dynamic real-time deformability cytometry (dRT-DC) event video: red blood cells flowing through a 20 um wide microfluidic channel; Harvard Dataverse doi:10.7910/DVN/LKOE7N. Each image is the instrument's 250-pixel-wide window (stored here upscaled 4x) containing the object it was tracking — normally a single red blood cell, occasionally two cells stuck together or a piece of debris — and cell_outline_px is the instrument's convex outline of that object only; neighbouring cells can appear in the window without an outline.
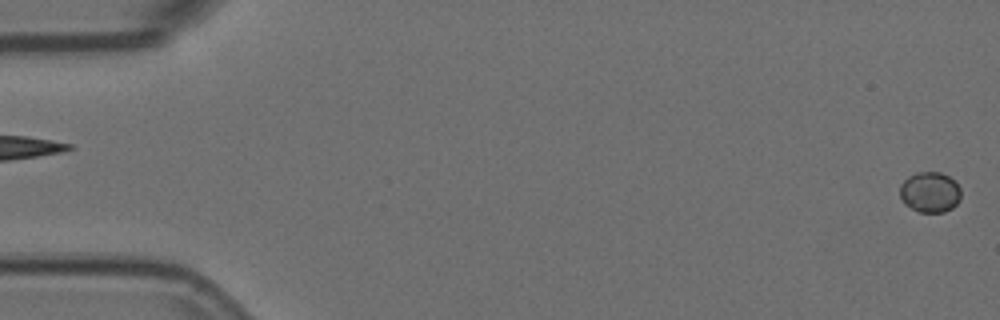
{"species": "Egyptian fruit bat (a non-hibernating species)", "species_latin": "Rousettus aegyptiacus", "temperature_condition": "room temperature", "stored_images_in_passage": 6, "segment_of_instrument_passage": [2, 2], "camera_frame_rate_fps": 3000, "um_per_image_px": 0.085, "animal": {"sex": "female"}, "frame": {"image": 1, "passage_image": 6, "time_ms": 1.667, "image_size_px": [1000, 320], "cell_outline_px": [[960, 200], [952, 208], [944, 212], [920, 212], [904, 204], [900, 196], [900, 184], [908, 176], [916, 172], [940, 172], [948, 176], [960, 188]], "centroid_in_image_um": [79.02, 16.33], "position_along_channel_um": 6.0, "area_um2": 14.39}}